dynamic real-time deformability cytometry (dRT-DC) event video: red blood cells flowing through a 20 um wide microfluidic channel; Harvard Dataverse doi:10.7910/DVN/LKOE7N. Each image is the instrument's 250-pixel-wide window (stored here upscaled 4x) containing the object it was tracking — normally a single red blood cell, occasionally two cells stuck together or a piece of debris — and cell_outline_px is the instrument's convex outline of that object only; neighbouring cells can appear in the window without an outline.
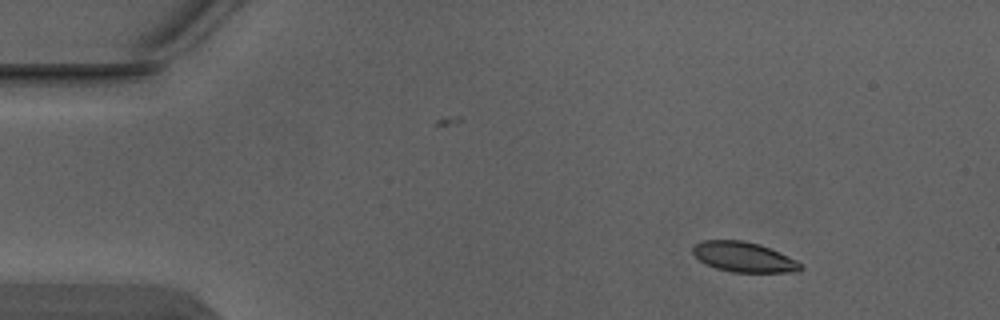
{"species": "Egyptian fruit bat (a non-hibernating species)", "species_latin": "Rousettus aegyptiacus", "temperature_condition": "warm", "stored_images_in_passage": 5, "segment_of_instrument_passage": [2, 2], "camera_frame_rate_fps": 3000, "um_per_image_px": 0.085, "animal": {"sex": "male"}, "frame": {"image": 1, "passage_image": 5, "time_ms": 1.333, "image_size_px": [1000, 320], "cell_outline_px": [[804, 268], [796, 272], [732, 272], [716, 268], [700, 260], [692, 252], [692, 244], [700, 240], [744, 240], [760, 244], [788, 256], [796, 260]], "centroid_in_image_um": [63.2, 21.83], "position_along_channel_um": 21.8, "area_um2": 18.9}}